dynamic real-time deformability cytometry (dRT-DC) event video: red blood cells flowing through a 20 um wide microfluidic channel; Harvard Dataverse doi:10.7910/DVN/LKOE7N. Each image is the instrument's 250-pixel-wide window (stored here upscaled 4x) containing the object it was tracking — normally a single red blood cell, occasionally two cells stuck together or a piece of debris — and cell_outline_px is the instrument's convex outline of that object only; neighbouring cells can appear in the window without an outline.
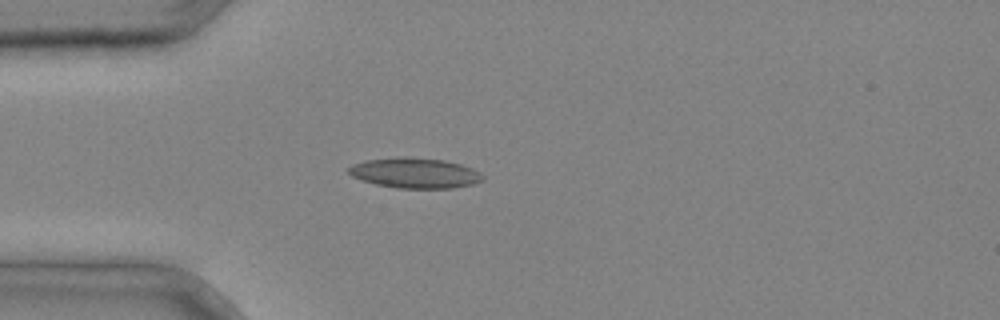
{"species": "common noctule bat (a hibernating species)", "species_latin": "Nyctalus noctula", "temperature_condition": "cold", "stored_images_in_passage": 3, "camera_frame_rate_fps": 3000, "um_per_image_px": 0.085, "animal": {"sex": "male", "body_mass_g": 20.4}, "frame": {"image": 1, "passage_image": 3, "time_ms": 0.667, "image_size_px": [1000, 320], "cell_outline_px": [[484, 180], [472, 184], [452, 188], [396, 188], [376, 184], [360, 180], [352, 176], [348, 172], [348, 168], [352, 164], [368, 160], [404, 156], [444, 160], [460, 164], [472, 168], [480, 172], [484, 176]], "centroid_in_image_um": [35.27, 14.7], "position_along_channel_um": 49.7, "area_um2": 23.7}}